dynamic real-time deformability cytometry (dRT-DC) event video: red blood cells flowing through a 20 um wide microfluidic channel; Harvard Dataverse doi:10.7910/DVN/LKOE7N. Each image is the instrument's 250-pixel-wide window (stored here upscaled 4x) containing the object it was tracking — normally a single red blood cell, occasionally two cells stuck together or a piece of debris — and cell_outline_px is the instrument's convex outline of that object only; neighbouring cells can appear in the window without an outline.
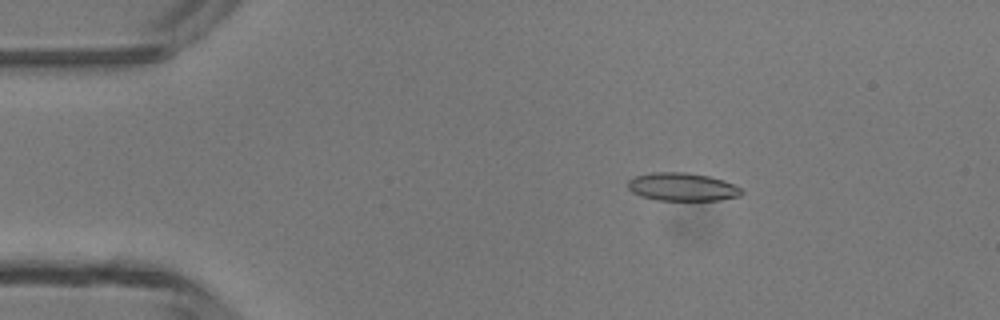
{"species": "common noctule bat (a hibernating species)", "species_latin": "Nyctalus noctula", "temperature_condition": "room temperature", "stored_images_in_passage": 3, "camera_frame_rate_fps": 3000, "um_per_image_px": 0.085, "animal": {"sex": "male", "body_mass_g": 13.3}, "frame": {"image": 1, "passage_image": 2, "time_ms": 1.0, "image_size_px": [1000, 320], "cell_outline_px": [[744, 192], [740, 196], [720, 200], [656, 200], [640, 196], [632, 192], [628, 188], [628, 180], [636, 176], [652, 172], [688, 172], [708, 176], [724, 180], [740, 188]], "centroid_in_image_um": [57.99, 15.88], "position_along_channel_um": 27.0, "area_um2": 18.67}}